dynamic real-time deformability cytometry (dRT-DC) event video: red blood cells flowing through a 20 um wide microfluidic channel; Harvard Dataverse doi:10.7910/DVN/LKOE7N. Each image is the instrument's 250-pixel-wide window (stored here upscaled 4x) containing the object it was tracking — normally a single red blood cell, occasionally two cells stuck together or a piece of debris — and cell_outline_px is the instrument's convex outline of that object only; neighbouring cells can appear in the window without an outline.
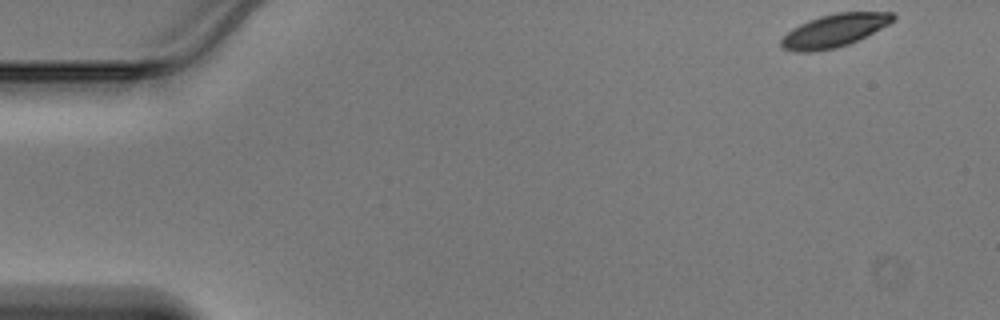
{"species": "Egyptian fruit bat (a non-hibernating species)", "species_latin": "Rousettus aegyptiacus", "temperature_condition": "warm", "stored_images_in_passage": 46, "camera_frame_rate_fps": 3000, "um_per_image_px": 0.085, "animal": {"sex": "male"}, "frame": {"image": 1, "passage_image": 1, "time_ms": 0.0, "image_size_px": [1000, 320], "cell_outline_px": [[896, 20], [848, 44], [836, 48], [812, 52], [792, 52], [780, 48], [780, 40], [792, 28], [808, 20], [820, 16], [836, 12], [892, 12], [896, 16]], "centroid_in_image_um": [70.87, 2.6], "position_along_channel_um": 14.1, "area_um2": 21.44}}
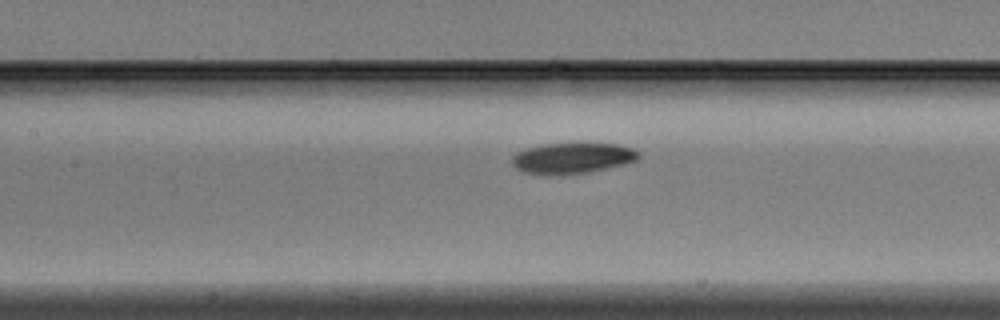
{"frame": {"image": 2, "passage_image": 20, "time_ms": 6.333, "image_size_px": [1000, 320], "cell_outline_px": [[640, 156], [636, 160], [624, 164], [588, 172], [552, 176], [544, 176], [524, 172], [516, 168], [512, 164], [512, 156], [516, 152], [528, 148], [544, 144], [572, 140], [576, 140], [620, 144], [632, 148], [640, 152]], "centroid_in_image_um": [48.65, 13.39], "position_along_channel_um": 158.7, "area_um2": 23.93}}
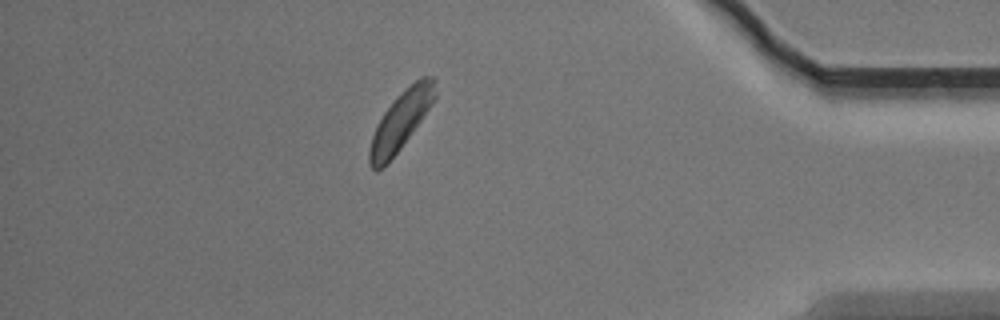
{"frame": {"image": 3, "passage_image": 40, "time_ms": 13.0, "image_size_px": [1000, 320], "cell_outline_px": [[436, 96], [420, 120], [400, 148], [376, 172], [368, 164], [368, 152], [372, 136], [384, 112], [420, 76], [432, 76], [436, 80]], "centroid_in_image_um": [34.06, 10.27], "position_along_channel_um": 401.1, "area_um2": 21.1}}